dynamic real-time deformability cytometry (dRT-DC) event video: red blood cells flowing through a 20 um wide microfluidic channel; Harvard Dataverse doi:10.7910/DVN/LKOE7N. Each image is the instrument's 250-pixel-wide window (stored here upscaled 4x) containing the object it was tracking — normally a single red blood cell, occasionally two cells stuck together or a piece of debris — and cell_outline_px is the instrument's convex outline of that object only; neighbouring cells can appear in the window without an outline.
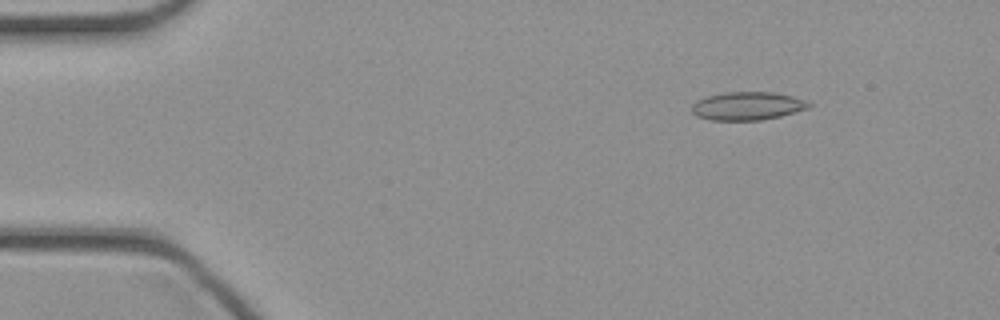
{"species": "common noctule bat (a hibernating species)", "species_latin": "Nyctalus noctula", "temperature_condition": "cold", "stored_images_in_passage": 45, "camera_frame_rate_fps": 3000, "um_per_image_px": 0.085, "animal": {"sex": "female", "body_mass_g": 21.9}, "frame": {"image": 1, "passage_image": 6, "time_ms": 1.667, "image_size_px": [1000, 320], "cell_outline_px": [[812, 104], [808, 108], [780, 116], [760, 120], [712, 120], [696, 116], [692, 112], [692, 104], [696, 100], [708, 96], [724, 92], [776, 92], [792, 96], [804, 100]], "centroid_in_image_um": [63.51, 9.0], "position_along_channel_um": 21.5, "area_um2": 19.19}}
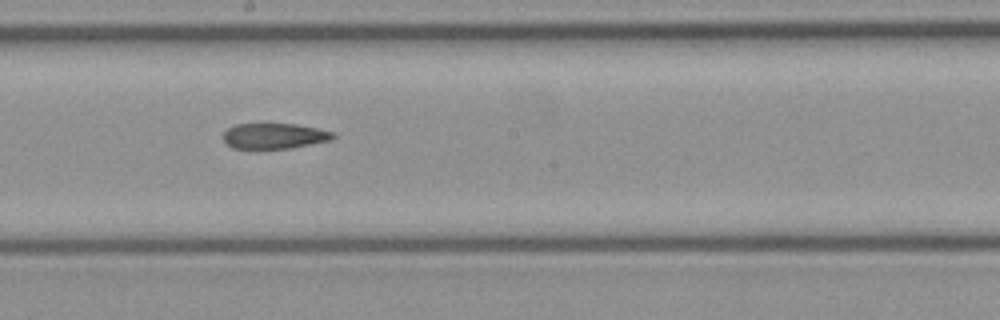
{"frame": {"image": 2, "passage_image": 25, "time_ms": 8.0, "image_size_px": [1000, 320], "cell_outline_px": [[336, 136], [332, 140], [292, 148], [232, 148], [224, 140], [224, 132], [228, 128], [236, 124], [296, 124], [316, 128], [332, 132]], "centroid_in_image_um": [23.34, 11.56], "position_along_channel_um": 224.9, "area_um2": 16.18}}
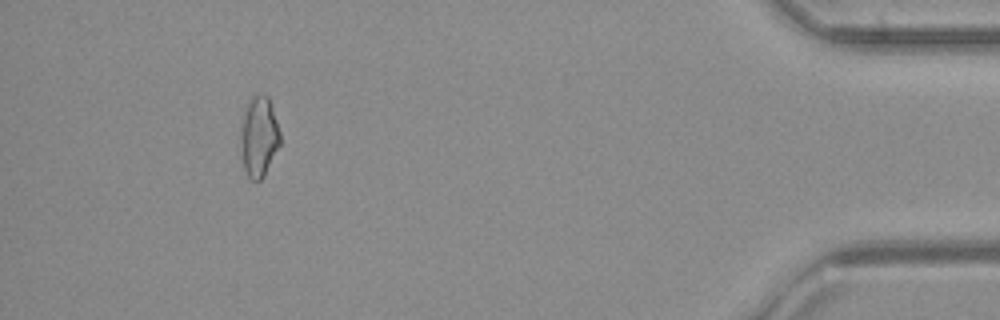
{"frame": {"image": 3, "passage_image": 42, "time_ms": 13.667, "image_size_px": [1000, 320], "cell_outline_px": [[280, 144], [264, 176], [260, 180], [252, 180], [248, 176], [244, 168], [240, 140], [240, 132], [244, 108], [252, 96], [268, 96], [280, 132]], "centroid_in_image_um": [21.99, 11.62], "position_along_channel_um": 413.2, "area_um2": 18.26}}